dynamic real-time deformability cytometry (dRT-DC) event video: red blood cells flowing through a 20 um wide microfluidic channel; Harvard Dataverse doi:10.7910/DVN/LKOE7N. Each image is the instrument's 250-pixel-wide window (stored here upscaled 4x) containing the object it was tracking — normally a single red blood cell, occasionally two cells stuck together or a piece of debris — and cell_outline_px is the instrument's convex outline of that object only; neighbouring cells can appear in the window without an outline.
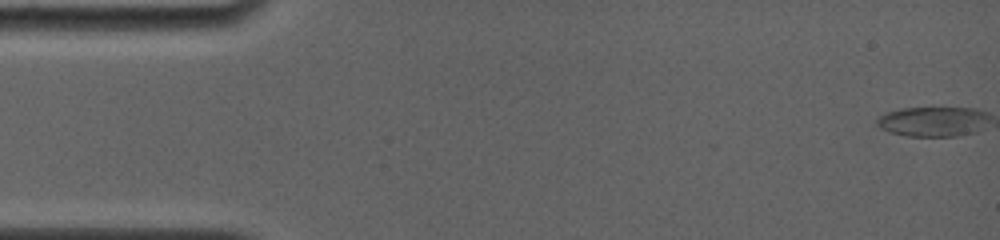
{"species": "common noctule bat (a hibernating species)", "species_latin": "Nyctalus noctula", "temperature_condition": "room temperature", "stored_images_in_passage": 24, "camera_frame_rate_fps": 4000, "um_per_image_px": 0.085, "animal": {"sex": "female", "body_mass_g": 19.0, "forearm_length_mm": 56.7}, "frame": {"image": 1, "passage_image": 1, "time_ms": 0.0, "image_size_px": [1000, 240], "cell_outline_px": [[980, 112], [964, 132], [952, 136], [908, 136], [892, 132], [880, 128], [880, 120], [884, 116], [892, 112], [908, 108], [964, 108]], "centroid_in_image_um": [78.95, 10.33], "position_along_channel_um": 6.1, "area_um2": 16.59}}
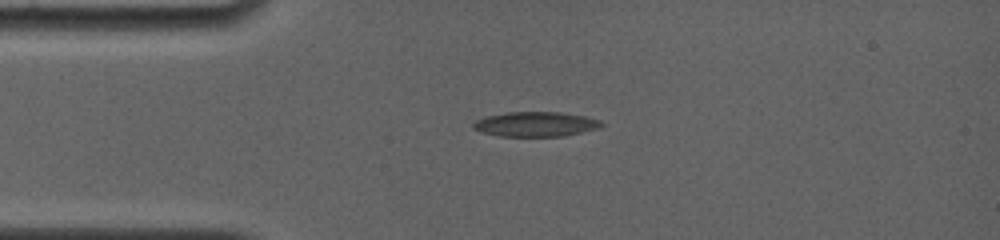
{"frame": {"image": 2, "passage_image": 16, "time_ms": 3.75, "image_size_px": [1000, 240], "cell_outline_px": [[604, 124], [600, 128], [564, 136], [500, 136], [480, 132], [472, 128], [472, 124], [476, 120], [484, 116], [508, 112], [560, 112], [584, 116], [600, 120]], "centroid_in_image_um": [45.51, 10.55], "position_along_channel_um": 39.5, "area_um2": 18.61}}
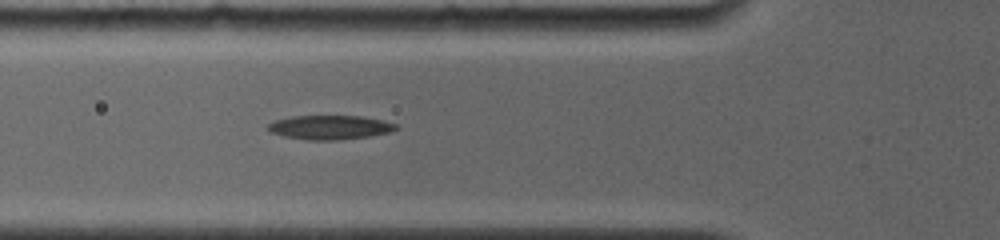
{"frame": {"image": 3, "passage_image": 24, "time_ms": 5.75, "image_size_px": [1000, 240], "cell_outline_px": [[400, 128], [392, 132], [368, 136], [336, 140], [308, 140], [284, 136], [268, 132], [268, 124], [276, 120], [292, 116], [360, 116], [380, 120], [396, 124]], "centroid_in_image_um": [28.04, 10.83], "position_along_channel_um": 97.8, "area_um2": 17.92}}